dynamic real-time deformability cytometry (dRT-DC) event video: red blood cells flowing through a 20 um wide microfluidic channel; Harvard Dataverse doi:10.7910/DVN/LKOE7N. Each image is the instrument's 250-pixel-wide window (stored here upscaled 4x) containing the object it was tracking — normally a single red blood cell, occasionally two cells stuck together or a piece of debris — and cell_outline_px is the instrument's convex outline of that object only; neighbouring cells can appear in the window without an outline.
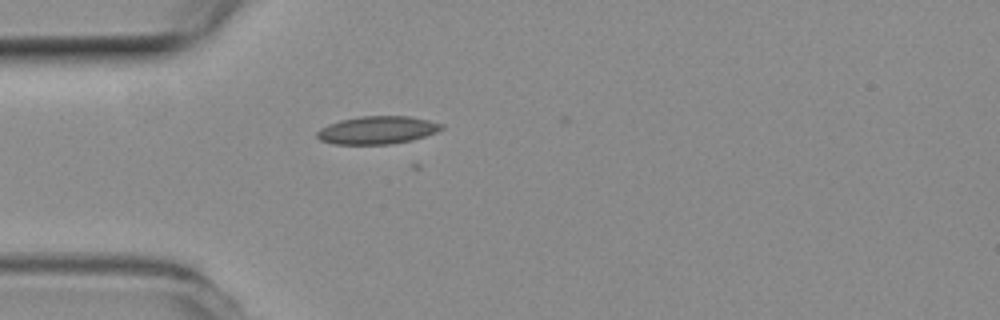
{"species": "common noctule bat (a hibernating species)", "species_latin": "Nyctalus noctula", "temperature_condition": "room temperature", "stored_images_in_passage": 4, "camera_frame_rate_fps": 3000, "um_per_image_px": 0.085, "animal": {"sex": "female", "body_mass_g": 19.3, "forearm_length_mm": 54.1}, "frame": {"image": 1, "passage_image": 4, "time_ms": 1.0, "image_size_px": [1000, 320], "cell_outline_px": [[444, 128], [436, 132], [412, 140], [388, 144], [332, 144], [320, 140], [316, 136], [316, 132], [320, 128], [328, 124], [340, 120], [360, 116], [408, 116], [428, 120], [444, 124]], "centroid_in_image_um": [32.05, 11.05], "position_along_channel_um": 53.0, "area_um2": 20.23}}